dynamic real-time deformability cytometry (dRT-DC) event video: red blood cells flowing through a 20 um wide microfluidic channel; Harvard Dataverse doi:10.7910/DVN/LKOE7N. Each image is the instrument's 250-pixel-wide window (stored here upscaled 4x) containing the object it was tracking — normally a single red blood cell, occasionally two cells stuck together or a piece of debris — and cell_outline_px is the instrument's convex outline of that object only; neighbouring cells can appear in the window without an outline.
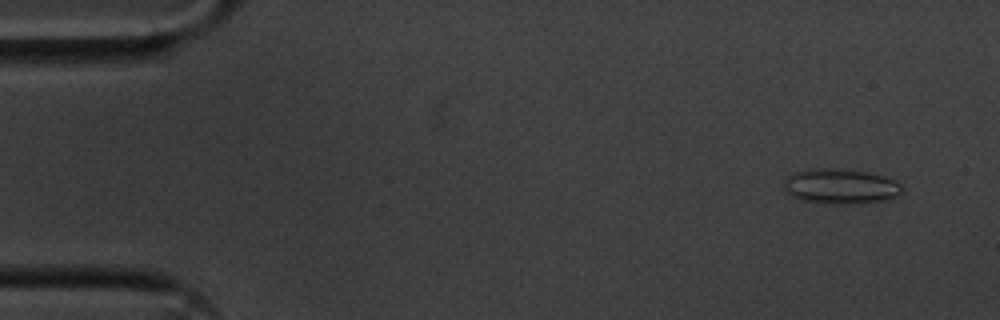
{"species": "common noctule bat (a hibernating species)", "species_latin": "Nyctalus noctula", "temperature_condition": "cold", "stored_images_in_passage": 54, "camera_frame_rate_fps": 3000, "um_per_image_px": 0.085, "animal": {"sex": "male", "body_mass_g": 20.1, "forearm_length_mm": 53.5}, "frame": {"image": 1, "passage_image": 3, "time_ms": 0.667, "image_size_px": [1000, 320], "cell_outline_px": [[900, 192], [896, 196], [884, 200], [848, 204], [836, 204], [804, 200], [792, 196], [784, 192], [784, 180], [788, 176], [796, 172], [812, 168], [840, 168], [864, 172], [884, 176], [900, 184]], "centroid_in_image_um": [71.39, 15.83], "position_along_channel_um": 13.6, "area_um2": 23.81}}
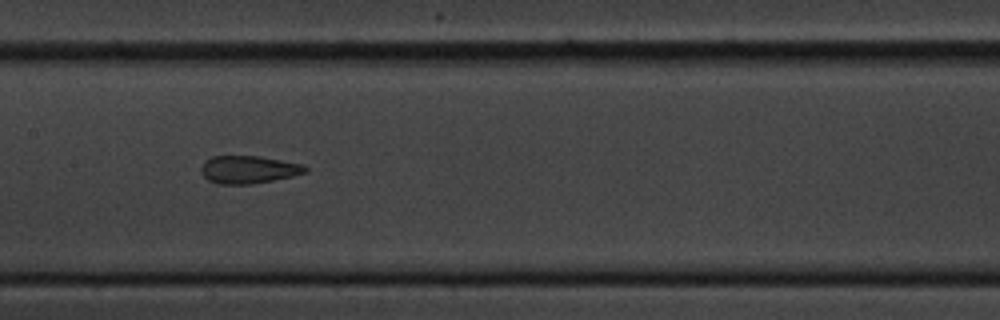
{"frame": {"image": 2, "passage_image": 26, "time_ms": 8.333, "image_size_px": [1000, 320], "cell_outline_px": [[308, 172], [292, 176], [252, 184], [216, 184], [208, 180], [200, 172], [200, 168], [204, 160], [212, 156], [256, 156], [304, 164], [308, 168]], "centroid_in_image_um": [21.1, 14.41], "position_along_channel_um": 186.3, "area_um2": 16.94}}
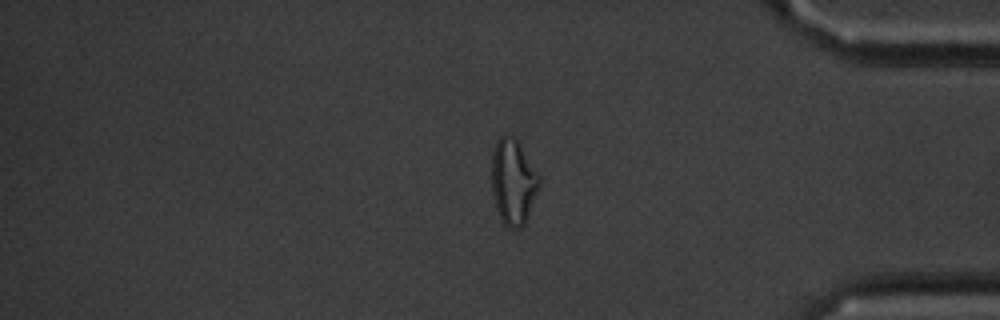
{"frame": {"image": 3, "passage_image": 45, "time_ms": 14.667, "image_size_px": [1000, 320], "cell_outline_px": [[540, 184], [528, 216], [524, 224], [520, 228], [508, 228], [504, 224], [496, 208], [492, 196], [492, 152], [500, 136], [504, 132], [512, 136], [516, 140], [540, 176]], "centroid_in_image_um": [43.61, 15.46], "position_along_channel_um": 391.6, "area_um2": 23.52}, "authors_computed_cell_mechanics": {"area_um2": 19.4208, "velocity_mm_per_s": 3.6289, "shape_relaxation_time_tau1_ms": null, "shape_relaxation_time_tau2_ms": 2.7853, "deformation_change_tau1": null, "deformation_change_tau2": 0.1152}}